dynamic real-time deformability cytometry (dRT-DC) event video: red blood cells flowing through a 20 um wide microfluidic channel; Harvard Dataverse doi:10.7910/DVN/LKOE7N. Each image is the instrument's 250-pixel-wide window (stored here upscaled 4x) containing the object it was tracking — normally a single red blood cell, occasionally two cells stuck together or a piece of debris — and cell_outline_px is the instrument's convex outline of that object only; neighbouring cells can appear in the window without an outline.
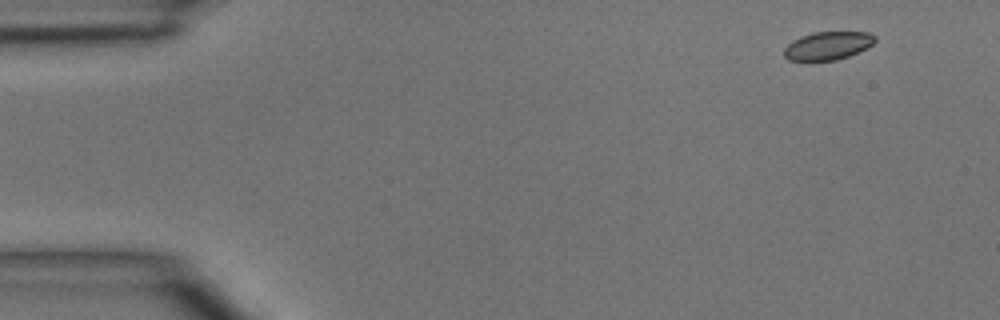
{"species": "common noctule bat (a hibernating species)", "species_latin": "Nyctalus noctula", "temperature_condition": "room temperature", "stored_images_in_passage": 4, "camera_frame_rate_fps": 3000, "um_per_image_px": 0.085, "animal": {"sex": "male", "body_mass_g": 15.6}, "frame": {"image": 1, "passage_image": 1, "time_ms": 0.0, "image_size_px": [1000, 320], "cell_outline_px": [[876, 40], [872, 44], [848, 56], [836, 60], [788, 60], [784, 56], [784, 48], [792, 40], [800, 36], [812, 32], [868, 32], [876, 36]], "centroid_in_image_um": [70.33, 3.87], "position_along_channel_um": 14.7, "area_um2": 14.8}}
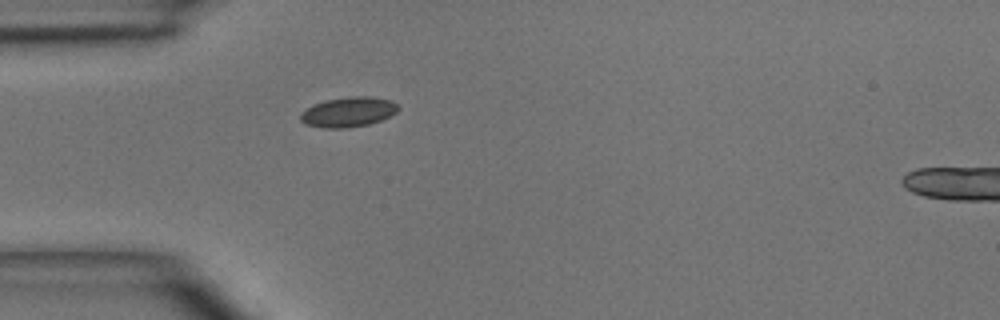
{"frame": {"image": 2, "passage_image": 4, "time_ms": 3.333, "image_size_px": [1000, 320], "cell_outline_px": [[400, 108], [396, 112], [380, 120], [368, 124], [344, 128], [324, 128], [304, 124], [300, 120], [300, 112], [312, 104], [324, 100], [348, 96], [372, 96], [392, 100]], "centroid_in_image_um": [29.56, 9.5], "position_along_channel_um": 55.4, "area_um2": 17.22}}